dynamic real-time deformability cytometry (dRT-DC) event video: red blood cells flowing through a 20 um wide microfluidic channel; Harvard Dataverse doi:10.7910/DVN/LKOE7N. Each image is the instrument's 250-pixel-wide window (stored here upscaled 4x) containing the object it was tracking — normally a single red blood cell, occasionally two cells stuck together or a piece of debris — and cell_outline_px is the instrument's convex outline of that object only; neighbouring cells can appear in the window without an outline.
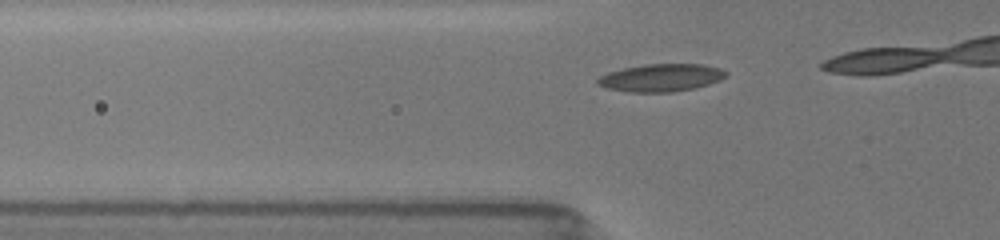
{"species": "common noctule bat (a hibernating species)", "species_latin": "Nyctalus noctula", "temperature_condition": "room temperature", "stored_images_in_passage": 9, "camera_frame_rate_fps": 3000, "um_per_image_px": 0.085, "animal": {"sex": "female", "body_mass_g": 19.5, "forearm_length_mm": 54.1}, "frame": {"image": 1, "passage_image": 4, "time_ms": 1.0, "image_size_px": [1000, 240], "cell_outline_px": [[728, 76], [720, 80], [696, 88], [672, 92], [628, 92], [608, 88], [596, 84], [596, 80], [600, 76], [608, 72], [624, 68], [644, 64], [700, 64], [720, 68], [728, 72]], "centroid_in_image_um": [56.2, 6.6], "position_along_channel_um": 69.6, "area_um2": 20.75}}
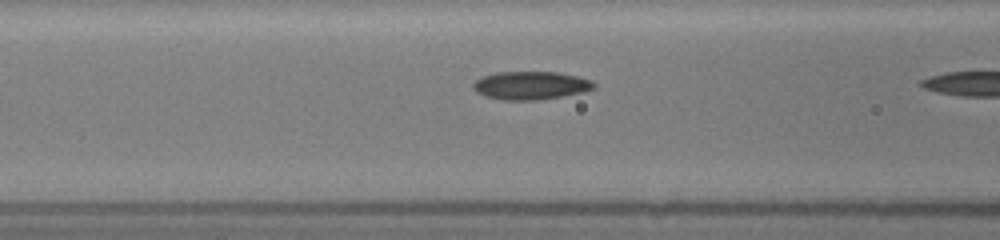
{"frame": {"image": 2, "passage_image": 8, "time_ms": 2.333, "image_size_px": [1000, 240], "cell_outline_px": [[596, 88], [584, 92], [564, 96], [536, 100], [504, 100], [484, 96], [476, 92], [472, 88], [472, 84], [476, 80], [484, 76], [496, 72], [556, 72], [576, 76], [592, 80], [596, 84]], "centroid_in_image_um": [45.12, 7.27], "position_along_channel_um": 121.5, "area_um2": 19.94}}